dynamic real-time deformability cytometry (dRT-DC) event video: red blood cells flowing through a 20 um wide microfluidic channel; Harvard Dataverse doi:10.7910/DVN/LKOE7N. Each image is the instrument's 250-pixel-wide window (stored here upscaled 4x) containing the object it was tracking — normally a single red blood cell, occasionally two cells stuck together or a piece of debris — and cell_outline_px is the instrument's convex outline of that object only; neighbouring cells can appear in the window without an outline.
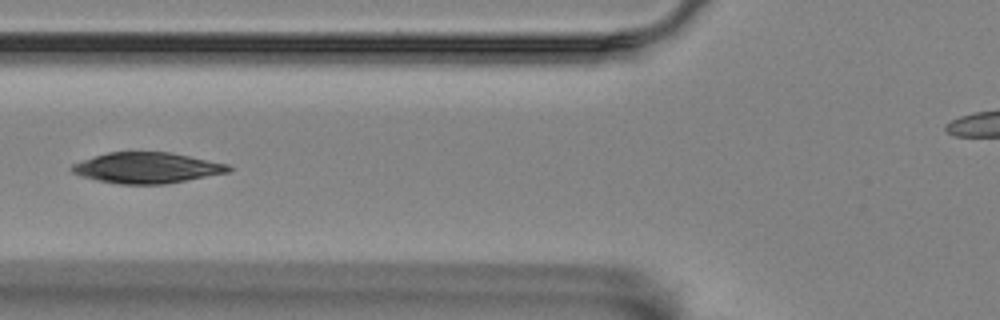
{"species": "Egyptian fruit bat (a non-hibernating species)", "species_latin": "Rousettus aegyptiacus", "temperature_condition": "room temperature", "stored_images_in_passage": 2, "camera_frame_rate_fps": 3000, "um_per_image_px": 0.085, "animal": {"sex": "female"}, "frame": {"image": 1, "passage_image": 2, "time_ms": 0.333, "image_size_px": [1000, 320], "cell_outline_px": [[232, 168], [228, 172], [164, 184], [120, 184], [96, 180], [80, 176], [72, 172], [72, 164], [108, 152], [168, 152], [228, 164]], "centroid_in_image_um": [12.46, 14.27], "position_along_channel_um": 113.3, "area_um2": 27.63}}